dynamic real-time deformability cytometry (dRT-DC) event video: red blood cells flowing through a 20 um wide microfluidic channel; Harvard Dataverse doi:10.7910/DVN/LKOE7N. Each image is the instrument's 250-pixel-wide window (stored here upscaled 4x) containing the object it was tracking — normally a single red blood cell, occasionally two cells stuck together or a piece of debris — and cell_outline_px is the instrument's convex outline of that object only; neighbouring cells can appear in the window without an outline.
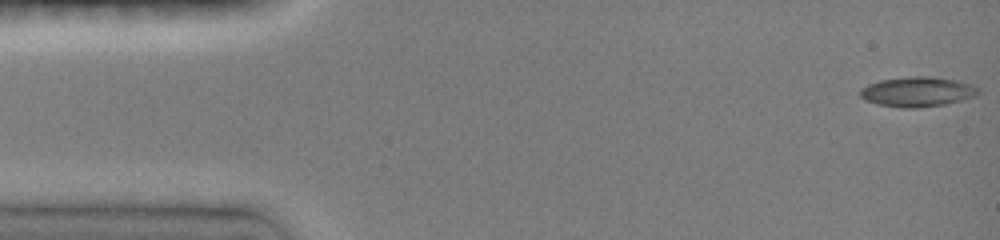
{"species": "common noctule bat (a hibernating species)", "species_latin": "Nyctalus noctula", "temperature_condition": "room temperature", "stored_images_in_passage": 47, "camera_frame_rate_fps": 3000, "um_per_image_px": 0.085, "animal": {"sex": "female", "body_mass_g": 19.0, "forearm_length_mm": 51.5}, "frame": {"image": 1, "passage_image": 1, "time_ms": 0.0, "image_size_px": [1000, 240], "cell_outline_px": [[980, 92], [976, 96], [944, 104], [916, 108], [900, 108], [876, 104], [864, 100], [860, 96], [860, 88], [868, 84], [880, 80], [908, 76], [928, 76], [956, 80], [972, 84], [980, 88]], "centroid_in_image_um": [77.96, 7.8], "position_along_channel_um": 7.0, "area_um2": 20.75}}
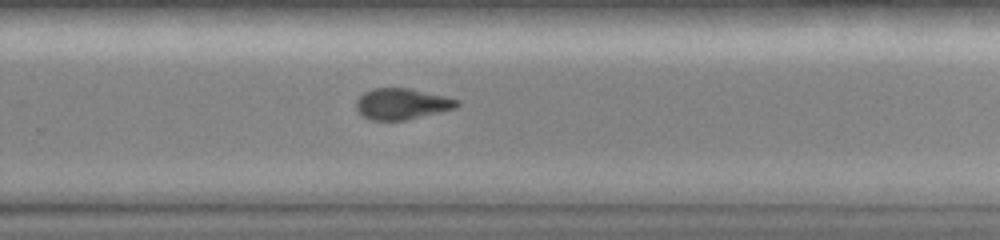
{"frame": {"image": 2, "passage_image": 31, "time_ms": 10.0, "image_size_px": [1000, 240], "cell_outline_px": [[460, 104], [456, 108], [404, 120], [368, 120], [356, 108], [356, 100], [364, 92], [372, 88], [412, 88], [460, 100]], "centroid_in_image_um": [34.16, 8.82], "position_along_channel_um": 295.6, "area_um2": 18.21}}
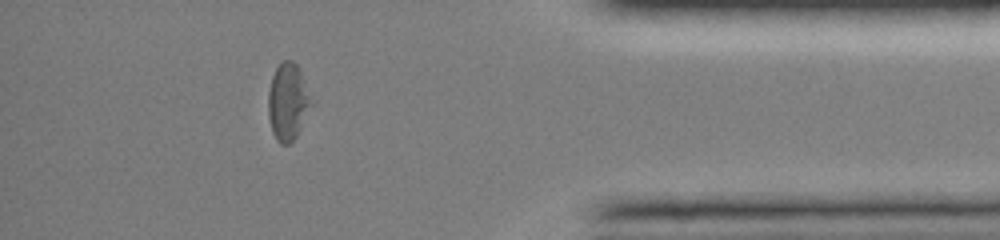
{"frame": {"image": 3, "passage_image": 41, "time_ms": 13.333, "image_size_px": [1000, 240], "cell_outline_px": [[312, 104], [296, 136], [288, 144], [280, 144], [276, 140], [272, 132], [268, 116], [268, 92], [272, 76], [280, 60], [292, 60], [300, 68]], "centroid_in_image_um": [24.44, 8.63], "position_along_channel_um": 410.8, "area_um2": 19.19}, "authors_computed_cell_mechanics": {"area_um2": 19.4208, "velocity_mm_per_s": 4.0892, "shape_relaxation_time_tau1_ms": 6.7546, "shape_relaxation_time_tau2_ms": 5.3598, "deformation_change_tau1": 0.1717, "deformation_change_tau2": 0.1223}}